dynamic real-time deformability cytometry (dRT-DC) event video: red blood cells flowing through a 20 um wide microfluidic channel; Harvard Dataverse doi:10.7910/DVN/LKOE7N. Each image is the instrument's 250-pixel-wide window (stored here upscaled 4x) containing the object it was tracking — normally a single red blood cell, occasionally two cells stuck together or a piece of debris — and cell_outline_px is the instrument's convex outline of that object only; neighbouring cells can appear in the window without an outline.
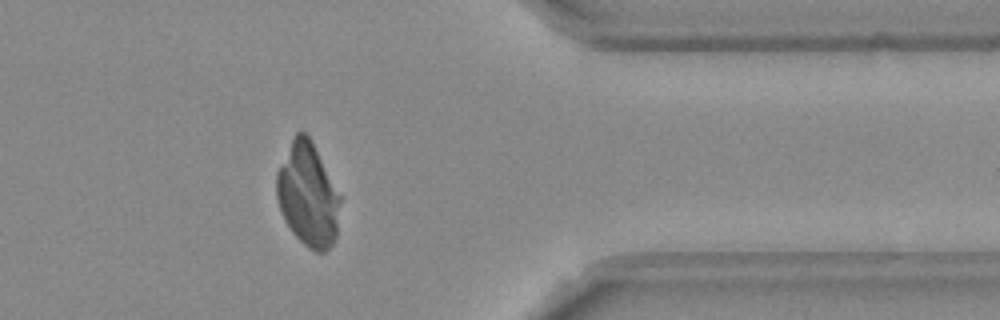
{"species": "Egyptian fruit bat (a non-hibernating species)", "species_latin": "Rousettus aegyptiacus", "temperature_condition": "room temperature", "stored_images_in_passage": 53, "camera_frame_rate_fps": 3000, "um_per_image_px": 0.085, "frame": {"image": 1, "passage_image": 43, "time_ms": 14.0, "image_size_px": [1000, 320], "cell_outline_px": [[340, 200], [336, 236], [332, 244], [324, 252], [316, 252], [308, 248], [292, 232], [284, 220], [276, 196], [276, 172], [292, 136], [296, 132], [304, 132], [312, 140], [340, 196]], "centroid_in_image_um": [26.14, 16.53], "position_along_channel_um": 385.3, "area_um2": 38.26}}
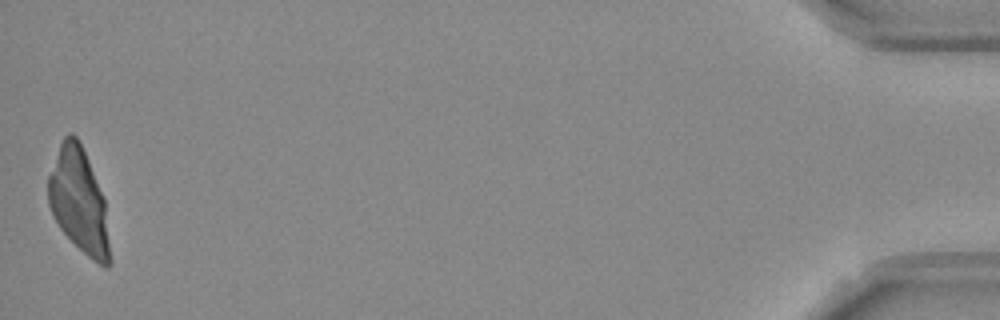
{"frame": {"image": 2, "passage_image": 53, "time_ms": 17.333, "image_size_px": [1000, 320], "cell_outline_px": [[112, 264], [108, 268], [104, 268], [92, 260], [60, 228], [52, 216], [48, 204], [48, 176], [60, 144], [64, 136], [68, 132], [72, 132], [76, 136], [88, 160], [104, 196], [112, 260]], "centroid_in_image_um": [6.73, 17.12], "position_along_channel_um": 428.5, "area_um2": 37.57}}